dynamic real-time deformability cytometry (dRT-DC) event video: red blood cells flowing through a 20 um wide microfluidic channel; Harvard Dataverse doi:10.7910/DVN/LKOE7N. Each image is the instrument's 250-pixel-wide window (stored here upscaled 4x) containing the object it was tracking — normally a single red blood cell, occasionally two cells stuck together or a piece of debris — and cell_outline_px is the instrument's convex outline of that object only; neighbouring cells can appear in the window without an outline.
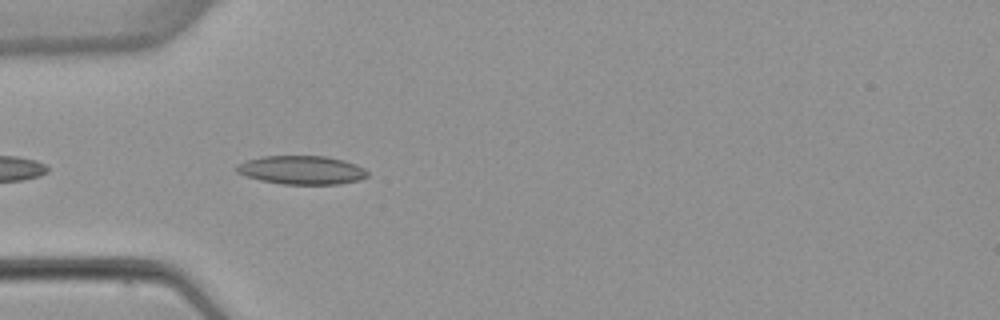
{"species": "common noctule bat (a hibernating species)", "species_latin": "Nyctalus noctula", "temperature_condition": "warm", "stored_images_in_passage": 1, "camera_frame_rate_fps": 3000, "um_per_image_px": 0.085, "animal": {"sex": "female", "body_mass_g": 22.7, "forearm_length_mm": 54.2}, "frame": {"image": 1, "passage_image": 1, "time_ms": 0.0, "image_size_px": [1000, 320], "cell_outline_px": [[368, 176], [360, 180], [340, 184], [284, 184], [260, 180], [236, 172], [236, 164], [248, 160], [264, 156], [324, 156], [344, 160], [356, 164], [364, 168], [368, 172]], "centroid_in_image_um": [25.67, 14.45], "position_along_channel_um": 59.3, "area_um2": 21.79}}